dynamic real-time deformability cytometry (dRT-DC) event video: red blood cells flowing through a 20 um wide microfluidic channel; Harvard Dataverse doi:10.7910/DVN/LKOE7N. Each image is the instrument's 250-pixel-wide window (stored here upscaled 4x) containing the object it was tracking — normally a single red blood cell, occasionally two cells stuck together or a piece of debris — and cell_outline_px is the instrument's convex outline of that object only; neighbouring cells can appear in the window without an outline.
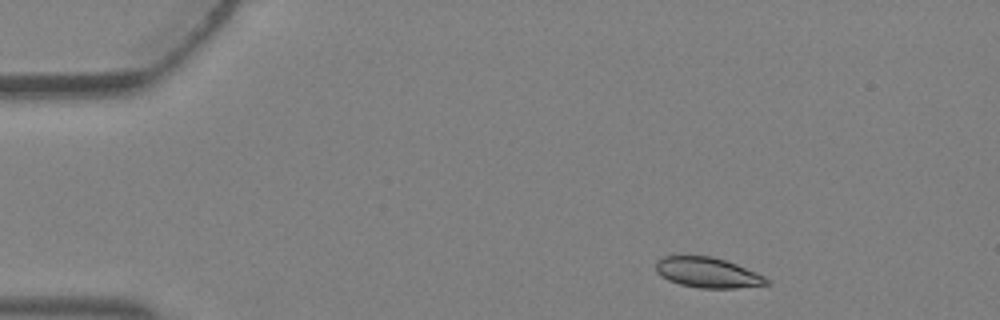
{"species": "Egyptian fruit bat (a non-hibernating species)", "species_latin": "Rousettus aegyptiacus", "temperature_condition": "warm", "stored_images_in_passage": 2, "camera_frame_rate_fps": 3000, "um_per_image_px": 0.085, "animal": {"sex": "female"}, "frame": {"image": 1, "passage_image": 2, "time_ms": 0.333, "image_size_px": [1000, 320], "cell_outline_px": [[772, 284], [736, 288], [700, 288], [680, 284], [668, 280], [656, 272], [656, 260], [664, 256], [712, 256], [736, 264], [756, 272], [764, 276]], "centroid_in_image_um": [60.15, 23.17], "position_along_channel_um": 24.9, "area_um2": 19.48}}